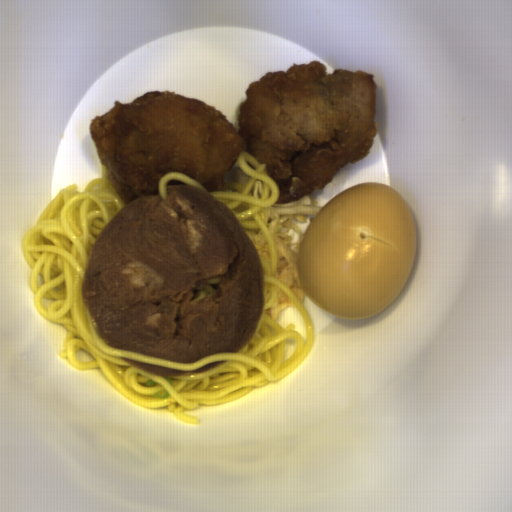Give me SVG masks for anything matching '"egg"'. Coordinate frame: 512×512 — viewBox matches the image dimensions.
I'll return each instance as SVG.
<instances>
[{
    "label": "egg",
    "mask_w": 512,
    "mask_h": 512,
    "mask_svg": "<svg viewBox=\"0 0 512 512\" xmlns=\"http://www.w3.org/2000/svg\"><path fill=\"white\" fill-rule=\"evenodd\" d=\"M417 227L405 197L388 184L344 189L304 230L297 251L300 288L309 301L343 319L386 310L409 283Z\"/></svg>",
    "instance_id": "1"
}]
</instances>
